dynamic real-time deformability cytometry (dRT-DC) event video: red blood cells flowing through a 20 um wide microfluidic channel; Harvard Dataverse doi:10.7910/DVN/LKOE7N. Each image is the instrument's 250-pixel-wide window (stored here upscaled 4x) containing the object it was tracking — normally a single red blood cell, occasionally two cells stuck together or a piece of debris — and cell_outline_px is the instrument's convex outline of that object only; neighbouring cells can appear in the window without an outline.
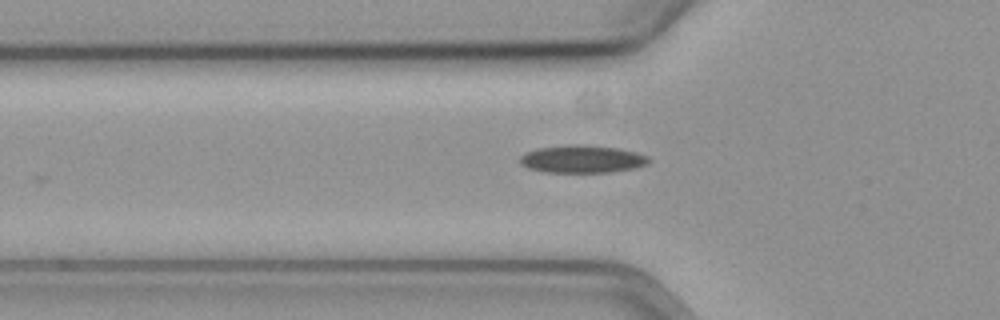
{"species": "common noctule bat (a hibernating species)", "species_latin": "Nyctalus noctula", "temperature_condition": "cold", "stored_images_in_passage": 30, "camera_frame_rate_fps": 3000, "um_per_image_px": 0.085, "animal": {"sex": "female", "body_mass_g": 19.3, "forearm_length_mm": 54.1}, "frame": {"image": 1, "passage_image": 3, "time_ms": 0.667, "image_size_px": [1000, 320], "cell_outline_px": [[652, 160], [648, 164], [636, 168], [608, 172], [544, 172], [528, 168], [520, 164], [520, 156], [524, 152], [536, 148], [568, 144], [576, 144], [616, 148], [636, 152], [648, 156]], "centroid_in_image_um": [49.47, 13.52], "position_along_channel_um": 76.3, "area_um2": 20.92}}
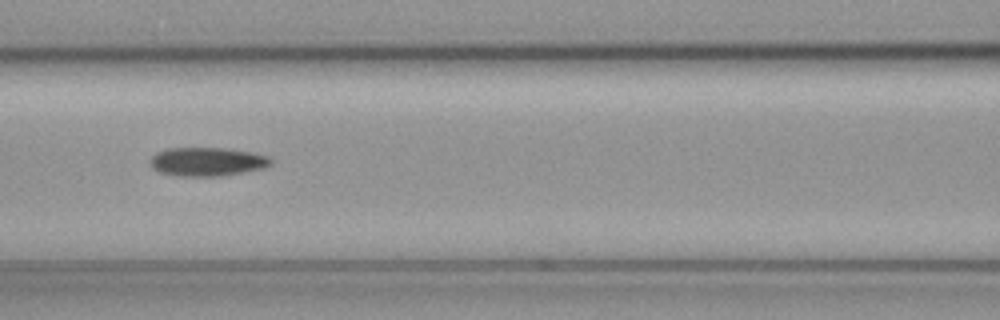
{"frame": {"image": 2, "passage_image": 9, "time_ms": 2.667, "image_size_px": [1000, 320], "cell_outline_px": [[272, 164], [264, 168], [244, 172], [220, 176], [180, 176], [160, 172], [152, 168], [148, 164], [148, 160], [156, 152], [168, 148], [224, 148], [252, 152], [268, 156], [272, 160]], "centroid_in_image_um": [17.59, 13.74], "position_along_channel_um": 149.0, "area_um2": 20.35}}
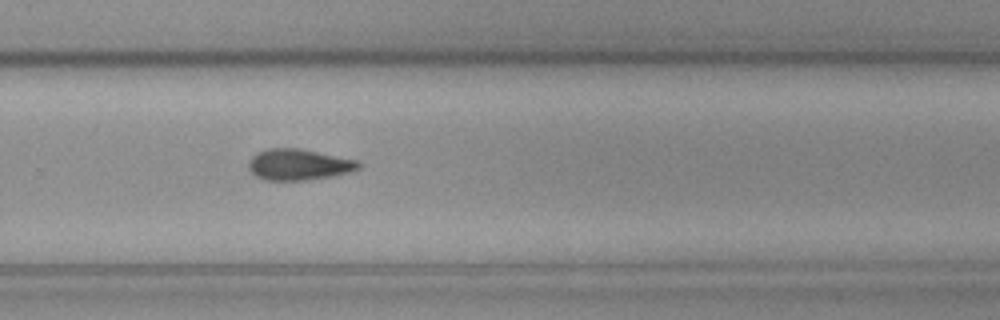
{"frame": {"image": 3, "passage_image": 22, "time_ms": 7.0, "image_size_px": [1000, 320], "cell_outline_px": [[364, 164], [360, 168], [348, 172], [332, 176], [304, 180], [264, 180], [256, 176], [248, 168], [248, 160], [256, 152], [268, 148], [300, 148], [360, 160]], "centroid_in_image_um": [25.41, 13.97], "position_along_channel_um": 304.4, "area_um2": 20.23}, "authors_computed_cell_mechanics": {"area_um2": 20.1144, "velocity_mm_per_s": 3.5982, "shape_relaxation_time_tau1_ms": 8.4087, "shape_relaxation_time_tau2_ms": null, "deformation_change_tau1": 0.1745, "deformation_change_tau2": null}}